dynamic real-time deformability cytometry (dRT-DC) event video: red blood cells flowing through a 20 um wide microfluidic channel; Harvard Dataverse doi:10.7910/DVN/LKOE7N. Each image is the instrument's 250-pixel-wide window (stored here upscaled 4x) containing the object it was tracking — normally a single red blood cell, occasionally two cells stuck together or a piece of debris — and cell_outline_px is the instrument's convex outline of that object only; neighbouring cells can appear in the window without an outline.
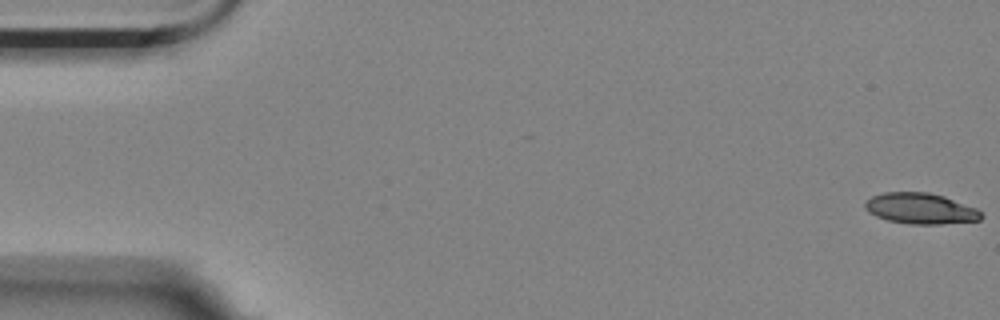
{"species": "Egyptian fruit bat (a non-hibernating species)", "species_latin": "Rousettus aegyptiacus", "temperature_condition": "room temperature", "stored_images_in_passage": 57, "camera_frame_rate_fps": 3000, "um_per_image_px": 0.085, "animal": {"sex": "female"}, "frame": {"image": 1, "passage_image": 1, "time_ms": 0.0, "image_size_px": [1000, 320], "cell_outline_px": [[984, 216], [980, 220], [940, 224], [908, 224], [888, 220], [876, 216], [868, 212], [864, 208], [864, 204], [872, 196], [884, 192], [928, 192], [944, 196], [976, 208]], "centroid_in_image_um": [78.23, 17.72], "position_along_channel_um": 6.8, "area_um2": 20.87}}
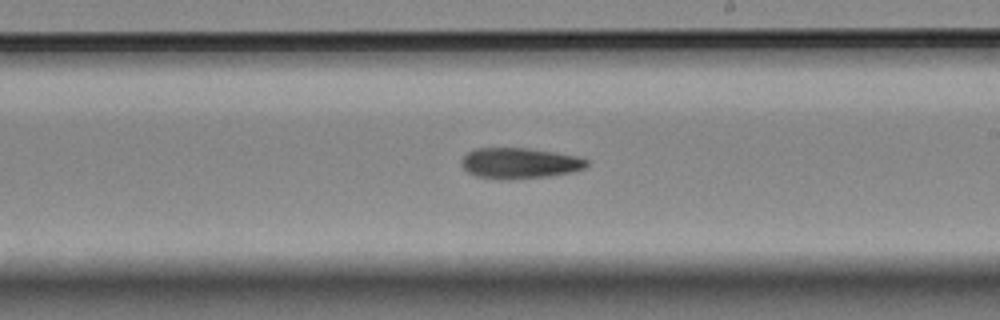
{"frame": {"image": 2, "passage_image": 33, "time_ms": 10.667, "image_size_px": [1000, 320], "cell_outline_px": [[588, 164], [584, 168], [568, 172], [548, 176], [508, 180], [500, 180], [476, 176], [468, 172], [460, 164], [460, 160], [472, 148], [528, 148], [556, 152], [580, 156], [588, 160]], "centroid_in_image_um": [44.13, 13.86], "position_along_channel_um": 244.9, "area_um2": 22.66}}
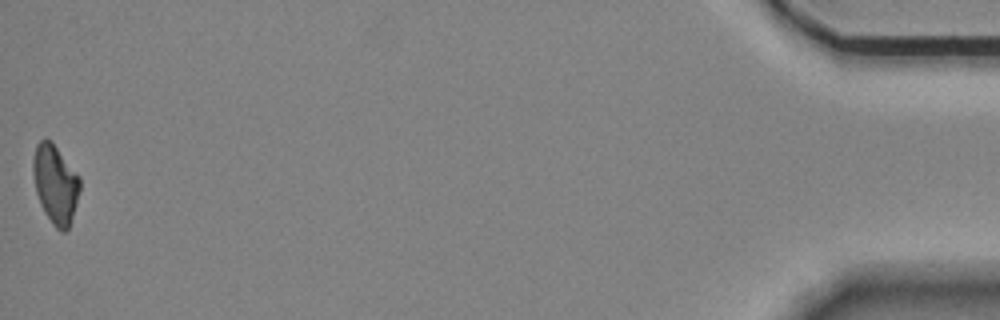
{"frame": {"image": 3, "passage_image": 57, "time_ms": 18.667, "image_size_px": [1000, 320], "cell_outline_px": [[80, 188], [76, 204], [68, 228], [64, 232], [60, 232], [52, 224], [44, 212], [40, 204], [36, 192], [32, 172], [32, 160], [36, 144], [44, 136], [52, 140], [80, 176]], "centroid_in_image_um": [4.69, 15.59], "position_along_channel_um": 430.5, "area_um2": 21.85}, "authors_computed_cell_mechanics": {"area_um2": 22.0796, "velocity_mm_per_s": 3.5218, "shape_relaxation_time_tau1_ms": 10.4436, "shape_relaxation_time_tau2_ms": null, "deformation_change_tau1": 0.1928, "deformation_change_tau2": null}}